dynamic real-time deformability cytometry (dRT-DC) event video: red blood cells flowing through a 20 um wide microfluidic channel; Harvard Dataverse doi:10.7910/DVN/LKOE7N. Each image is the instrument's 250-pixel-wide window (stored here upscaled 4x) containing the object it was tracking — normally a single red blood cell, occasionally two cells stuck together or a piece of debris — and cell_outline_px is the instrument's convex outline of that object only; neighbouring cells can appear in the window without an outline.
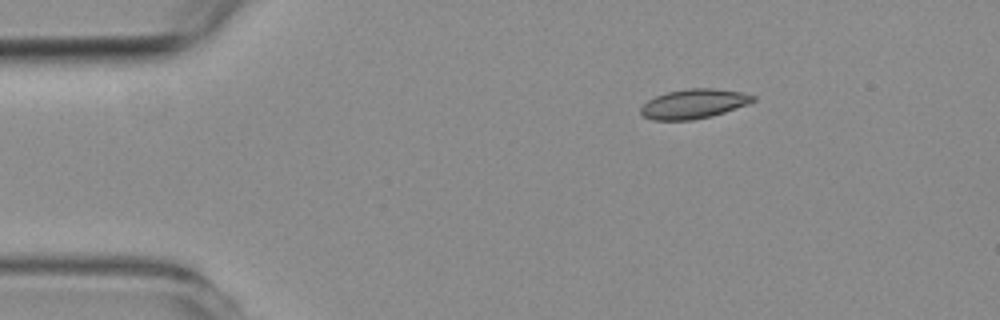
{"species": "common noctule bat (a hibernating species)", "species_latin": "Nyctalus noctula", "temperature_condition": "room temperature", "stored_images_in_passage": 21, "camera_frame_rate_fps": 3000, "um_per_image_px": 0.085, "animal": {"sex": "female", "body_mass_g": 19.3, "forearm_length_mm": 54.1}, "frame": {"image": 1, "passage_image": 1, "time_ms": 0.0, "image_size_px": [1000, 320], "cell_outline_px": [[756, 100], [748, 104], [712, 116], [692, 120], [652, 120], [644, 116], [640, 112], [640, 108], [648, 100], [656, 96], [668, 92], [688, 88], [712, 88], [740, 92], [756, 96]], "centroid_in_image_um": [58.97, 8.83], "position_along_channel_um": 26.0, "area_um2": 19.19}}